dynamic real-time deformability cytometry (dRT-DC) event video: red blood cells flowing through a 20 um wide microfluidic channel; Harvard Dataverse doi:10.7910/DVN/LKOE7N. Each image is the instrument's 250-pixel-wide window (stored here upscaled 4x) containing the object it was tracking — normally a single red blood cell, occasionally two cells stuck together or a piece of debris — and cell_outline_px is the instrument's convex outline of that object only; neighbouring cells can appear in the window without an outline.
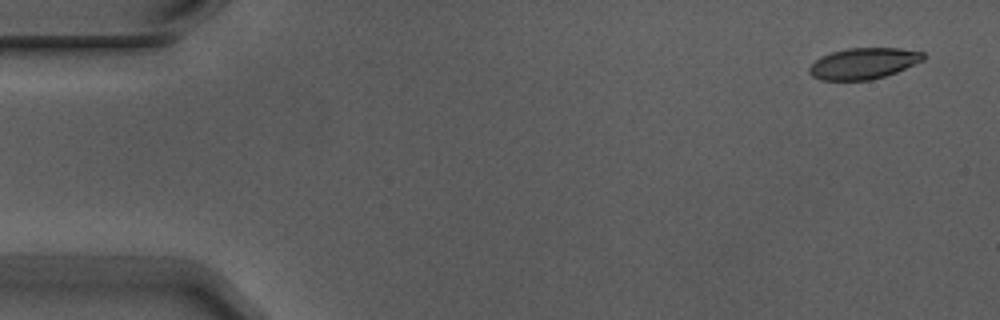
{"species": "Egyptian fruit bat (a non-hibernating species)", "species_latin": "Rousettus aegyptiacus", "temperature_condition": "warm", "stored_images_in_passage": 2, "camera_frame_rate_fps": 3000, "um_per_image_px": 0.085, "animal": {"sex": "male"}, "frame": {"image": 1, "passage_image": 2, "time_ms": 0.333, "image_size_px": [1000, 320], "cell_outline_px": [[924, 60], [896, 72], [884, 76], [868, 80], [820, 80], [812, 76], [808, 72], [808, 68], [820, 56], [832, 52], [848, 48], [900, 48], [924, 52]], "centroid_in_image_um": [73.38, 5.39], "position_along_channel_um": 11.6, "area_um2": 20.63}}